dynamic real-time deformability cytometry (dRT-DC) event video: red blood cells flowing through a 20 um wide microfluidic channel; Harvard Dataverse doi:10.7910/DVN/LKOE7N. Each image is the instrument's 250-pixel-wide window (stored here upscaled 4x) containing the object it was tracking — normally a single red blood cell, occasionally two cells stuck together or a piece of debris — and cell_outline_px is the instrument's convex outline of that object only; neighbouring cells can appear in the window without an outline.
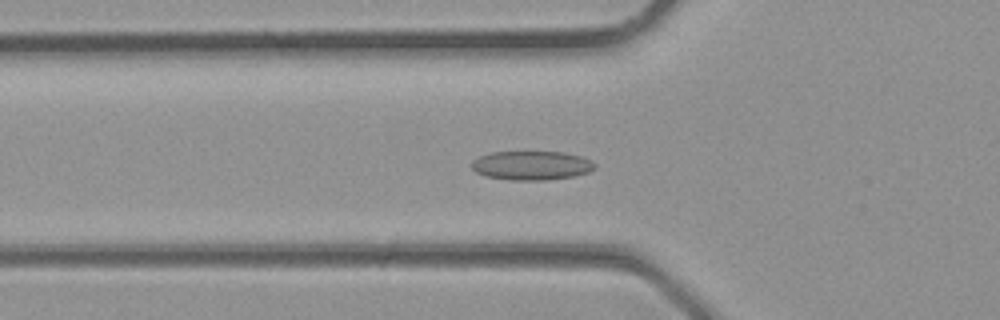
{"species": "common noctule bat (a hibernating species)", "species_latin": "Nyctalus noctula", "temperature_condition": "room temperature", "stored_images_in_passage": 34, "camera_frame_rate_fps": 3000, "um_per_image_px": 0.085, "animal": {"sex": "male", "body_mass_g": 23.1, "forearm_length_mm": 52.7}, "frame": {"image": 1, "passage_image": 10, "time_ms": 3.0, "image_size_px": [1000, 320], "cell_outline_px": [[596, 168], [588, 172], [572, 176], [548, 180], [508, 180], [484, 176], [476, 172], [472, 168], [472, 160], [480, 156], [492, 152], [564, 152], [580, 156], [592, 160], [596, 164]], "centroid_in_image_um": [45.18, 14.07], "position_along_channel_um": 80.6, "area_um2": 20.92}}
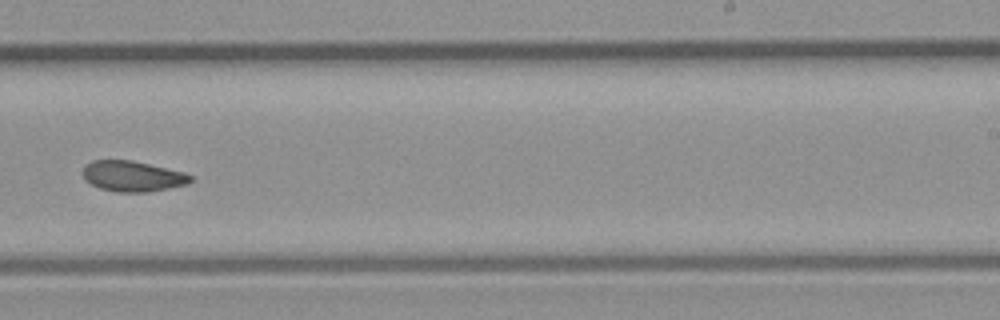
{"frame": {"image": 2, "passage_image": 20, "time_ms": 6.333, "image_size_px": [1000, 320], "cell_outline_px": [[192, 180], [188, 184], [148, 192], [116, 192], [100, 188], [84, 180], [84, 164], [92, 160], [132, 160], [184, 172], [192, 176]], "centroid_in_image_um": [11.26, 14.97], "position_along_channel_um": 277.7, "area_um2": 19.19}}
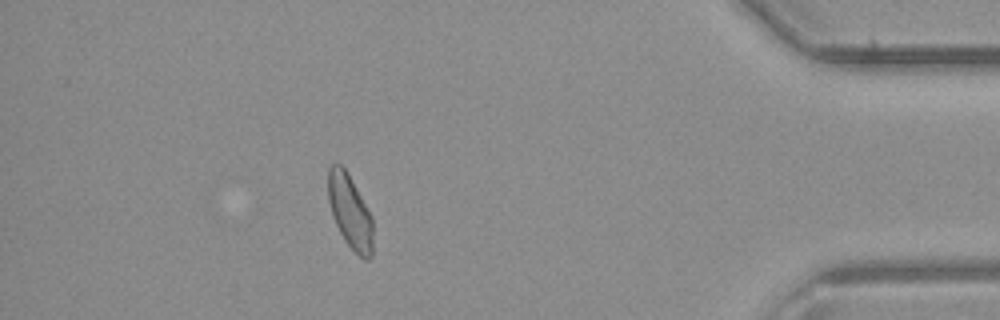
{"frame": {"image": 3, "passage_image": 29, "time_ms": 9.333, "image_size_px": [1000, 320], "cell_outline_px": [[372, 256], [368, 260], [364, 260], [344, 240], [332, 216], [328, 200], [328, 168], [332, 164], [340, 164], [344, 168], [372, 216]], "centroid_in_image_um": [29.74, 18.01], "position_along_channel_um": 405.5, "area_um2": 18.96}}